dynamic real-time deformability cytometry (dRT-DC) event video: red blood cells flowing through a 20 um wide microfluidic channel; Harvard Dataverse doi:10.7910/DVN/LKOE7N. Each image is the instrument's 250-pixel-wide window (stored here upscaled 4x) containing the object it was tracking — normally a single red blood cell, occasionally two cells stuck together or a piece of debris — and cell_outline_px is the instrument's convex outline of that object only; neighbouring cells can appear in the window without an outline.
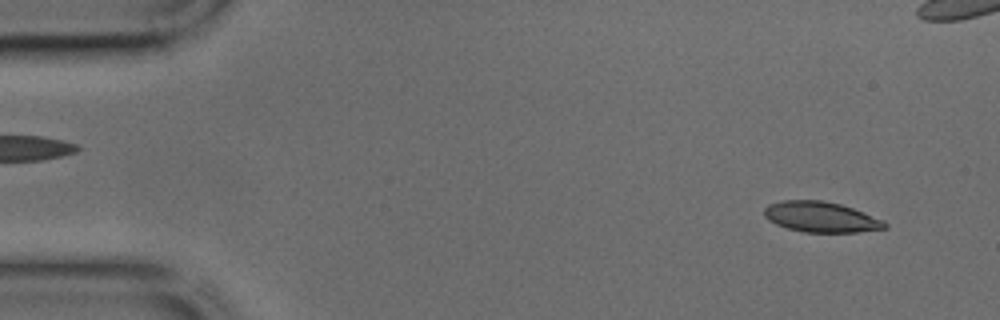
{"species": "common noctule bat (a hibernating species)", "species_latin": "Nyctalus noctula", "temperature_condition": "cold", "stored_images_in_passage": 43, "camera_frame_rate_fps": 3000, "um_per_image_px": 0.085, "animal": {"sex": "male", "body_mass_g": 17.9, "forearm_length_mm": 54.2}, "frame": {"image": 1, "passage_image": 2, "time_ms": 0.333, "image_size_px": [1000, 320], "cell_outline_px": [[888, 228], [856, 232], [804, 232], [788, 228], [776, 224], [768, 220], [764, 216], [764, 208], [768, 204], [784, 200], [820, 200], [840, 204], [852, 208], [884, 220], [888, 224]], "centroid_in_image_um": [69.78, 18.44], "position_along_channel_um": 15.2, "area_um2": 21.39}}
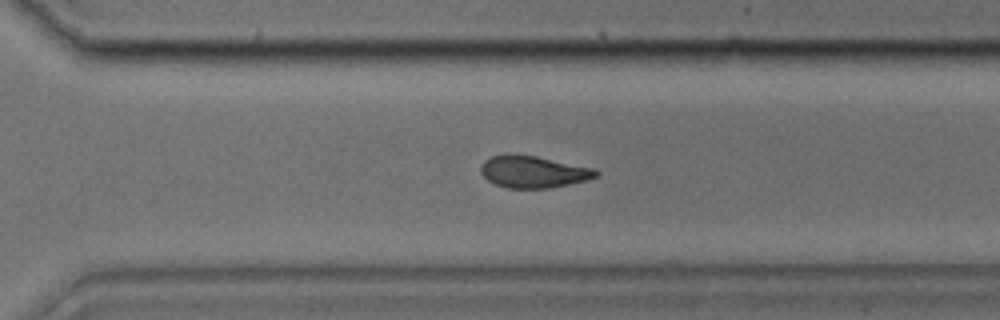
{"frame": {"image": 2, "passage_image": 29, "time_ms": 9.333, "image_size_px": [1000, 320], "cell_outline_px": [[600, 172], [596, 176], [588, 180], [548, 188], [508, 188], [496, 184], [488, 180], [480, 172], [480, 168], [484, 160], [492, 156], [536, 156], [596, 168]], "centroid_in_image_um": [45.38, 14.62], "position_along_channel_um": 325.2, "area_um2": 21.04}}
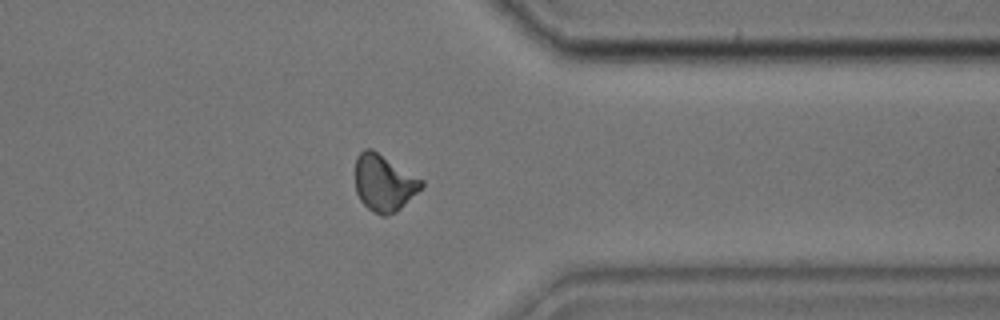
{"frame": {"image": 3, "passage_image": 33, "time_ms": 10.667, "image_size_px": [1000, 320], "cell_outline_px": [[424, 184], [396, 212], [384, 216], [380, 216], [372, 212], [360, 200], [356, 192], [356, 156], [364, 148], [372, 148], [424, 180]], "centroid_in_image_um": [32.62, 15.53], "position_along_channel_um": 378.8, "area_um2": 21.79}}